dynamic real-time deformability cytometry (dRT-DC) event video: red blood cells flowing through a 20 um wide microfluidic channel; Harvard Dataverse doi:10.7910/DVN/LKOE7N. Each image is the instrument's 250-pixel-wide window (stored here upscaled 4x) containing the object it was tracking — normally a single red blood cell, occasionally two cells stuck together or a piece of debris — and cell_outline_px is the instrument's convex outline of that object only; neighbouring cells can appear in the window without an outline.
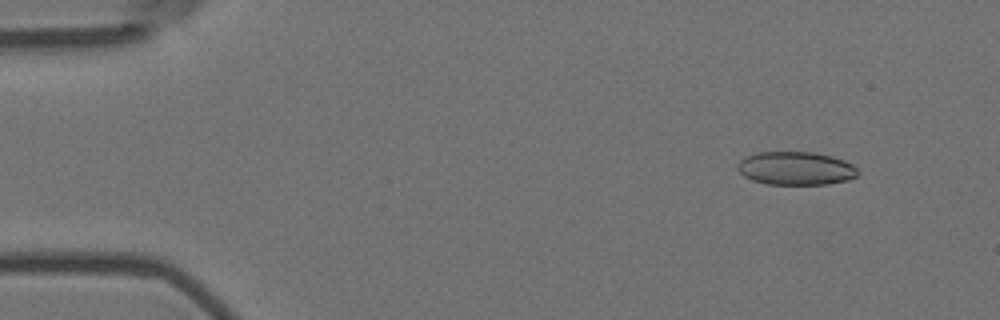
{"species": "Egyptian fruit bat (a non-hibernating species)", "species_latin": "Rousettus aegyptiacus", "temperature_condition": "room temperature", "stored_images_in_passage": 5, "camera_frame_rate_fps": 3000, "um_per_image_px": 0.085, "animal": {"sex": "female"}, "frame": {"image": 1, "passage_image": 2, "time_ms": 0.333, "image_size_px": [1000, 320], "cell_outline_px": [[856, 176], [848, 180], [828, 184], [768, 184], [752, 180], [744, 176], [736, 168], [736, 164], [740, 160], [756, 152], [812, 152], [832, 156], [844, 160], [852, 164], [856, 168]], "centroid_in_image_um": [67.62, 14.31], "position_along_channel_um": 17.4, "area_um2": 23.29}}
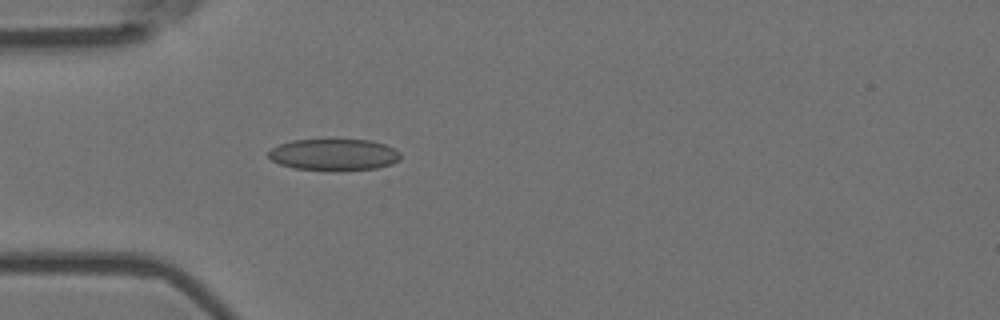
{"frame": {"image": 2, "passage_image": 5, "time_ms": 1.333, "image_size_px": [1000, 320], "cell_outline_px": [[400, 160], [392, 164], [376, 168], [340, 172], [332, 172], [296, 168], [280, 164], [272, 160], [268, 156], [268, 152], [272, 148], [280, 144], [292, 140], [336, 136], [372, 140], [396, 148], [400, 152]], "centroid_in_image_um": [28.42, 13.11], "position_along_channel_um": 56.6, "area_um2": 25.89}}